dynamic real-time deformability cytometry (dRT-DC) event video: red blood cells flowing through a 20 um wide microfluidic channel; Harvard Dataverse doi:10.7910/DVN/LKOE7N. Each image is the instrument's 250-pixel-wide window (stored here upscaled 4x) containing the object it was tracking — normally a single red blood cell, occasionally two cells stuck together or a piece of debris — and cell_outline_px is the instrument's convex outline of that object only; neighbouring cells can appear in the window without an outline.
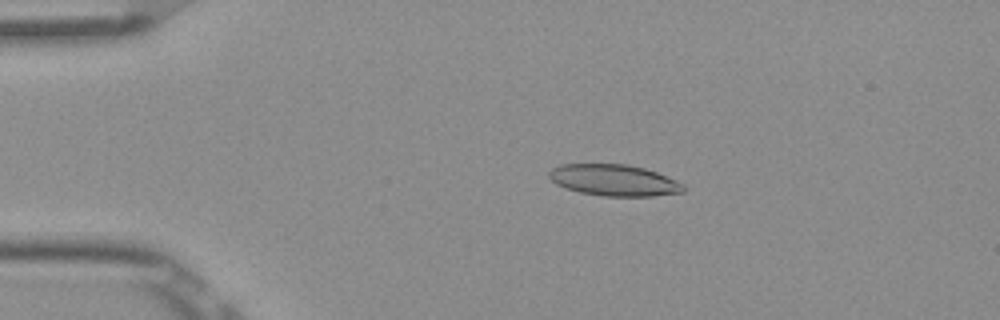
{"species": "Egyptian fruit bat (a non-hibernating species)", "species_latin": "Rousettus aegyptiacus", "temperature_condition": "room temperature", "stored_images_in_passage": 50, "camera_frame_rate_fps": 3000, "um_per_image_px": 0.085, "frame": {"image": 1, "passage_image": 8, "time_ms": 2.333, "image_size_px": [1000, 320], "cell_outline_px": [[684, 192], [652, 196], [604, 196], [580, 192], [556, 184], [548, 176], [548, 172], [552, 168], [560, 164], [628, 164], [644, 168], [656, 172], [676, 180], [684, 184]], "centroid_in_image_um": [52.19, 15.31], "position_along_channel_um": 32.8, "area_um2": 24.51}}
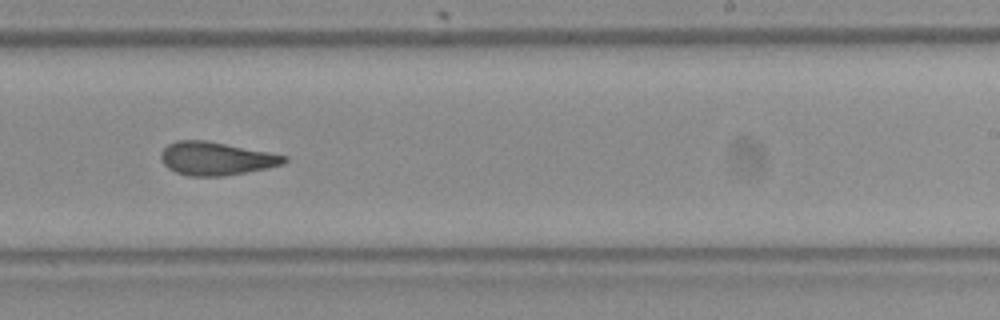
{"frame": {"image": 2, "passage_image": 30, "time_ms": 9.667, "image_size_px": [1000, 320], "cell_outline_px": [[288, 160], [284, 164], [268, 168], [224, 176], [188, 176], [176, 172], [168, 168], [160, 160], [160, 152], [168, 144], [176, 140], [204, 140], [268, 152], [288, 156]], "centroid_in_image_um": [18.35, 13.48], "position_along_channel_um": 270.7, "area_um2": 23.87}}
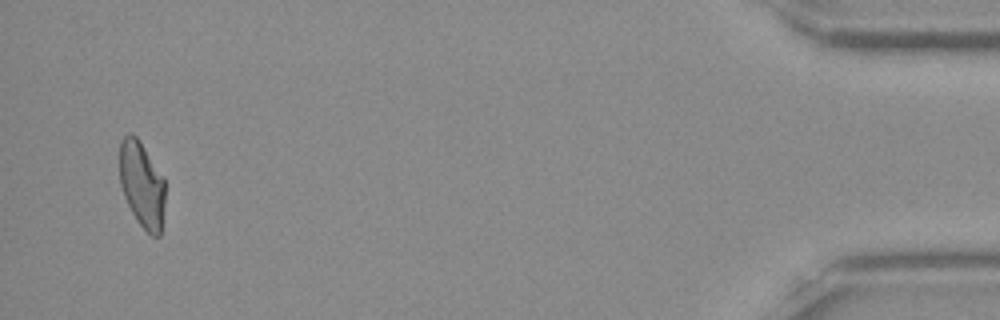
{"frame": {"image": 3, "passage_image": 48, "time_ms": 15.667, "image_size_px": [1000, 320], "cell_outline_px": [[164, 204], [160, 236], [152, 236], [136, 220], [124, 196], [120, 184], [120, 140], [128, 132], [132, 132], [136, 136], [164, 176]], "centroid_in_image_um": [12.06, 15.66], "position_along_channel_um": 423.1, "area_um2": 22.77}, "authors_computed_cell_mechanics": {"area_um2": 23.9292, "velocity_mm_per_s": 3.8966, "shape_relaxation_time_tau1_ms": null, "shape_relaxation_time_tau2_ms": 3.5477, "deformation_change_tau1": null, "deformation_change_tau2": 0.1305}}